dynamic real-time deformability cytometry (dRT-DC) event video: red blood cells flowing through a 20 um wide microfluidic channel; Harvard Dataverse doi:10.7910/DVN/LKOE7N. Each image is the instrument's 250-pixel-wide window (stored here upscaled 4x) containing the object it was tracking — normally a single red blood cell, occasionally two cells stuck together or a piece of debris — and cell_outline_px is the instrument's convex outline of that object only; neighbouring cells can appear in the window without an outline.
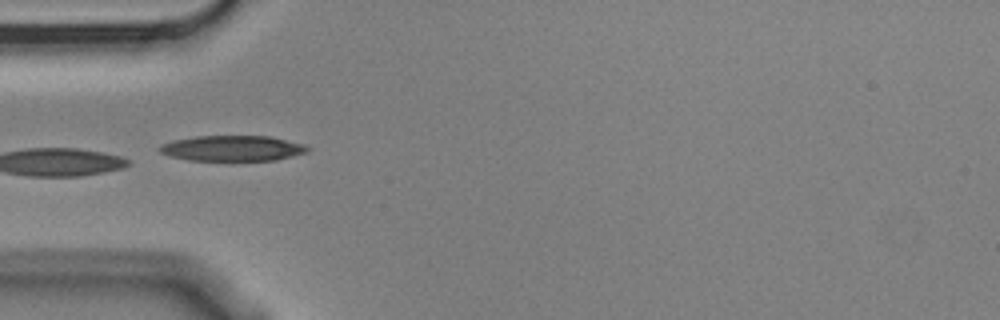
{"species": "Egyptian fruit bat (a non-hibernating species)", "species_latin": "Rousettus aegyptiacus", "temperature_condition": "cold", "stored_images_in_passage": 8, "camera_frame_rate_fps": 3000, "um_per_image_px": 0.085, "animal": {"sex": "male"}, "frame": {"image": 1, "passage_image": 4, "time_ms": 1.0, "image_size_px": [1000, 320], "cell_outline_px": [[312, 148], [308, 152], [276, 160], [188, 160], [172, 156], [160, 152], [160, 144], [172, 140], [196, 136], [268, 136], [304, 144]], "centroid_in_image_um": [19.78, 12.6], "position_along_channel_um": 65.2, "area_um2": 21.91}}
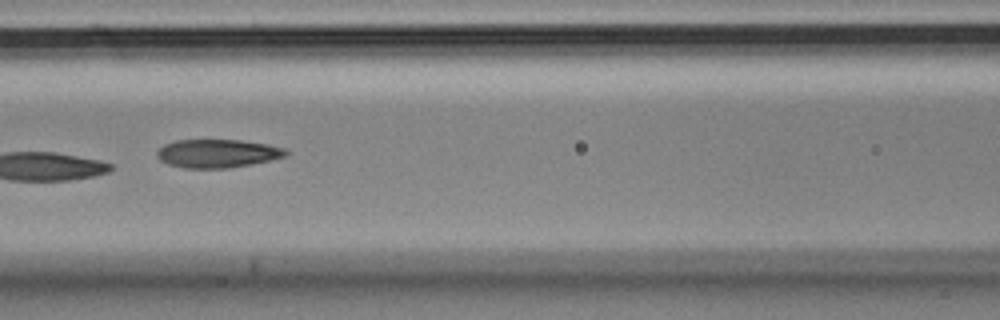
{"frame": {"image": 2, "passage_image": 6, "time_ms": 1.667, "image_size_px": [1000, 320], "cell_outline_px": [[288, 152], [284, 156], [272, 160], [252, 164], [228, 168], [184, 168], [168, 164], [160, 160], [156, 156], [156, 152], [164, 144], [176, 140], [240, 140], [268, 144], [284, 148]], "centroid_in_image_um": [18.47, 13.04], "position_along_channel_um": 148.1, "area_um2": 21.33}}
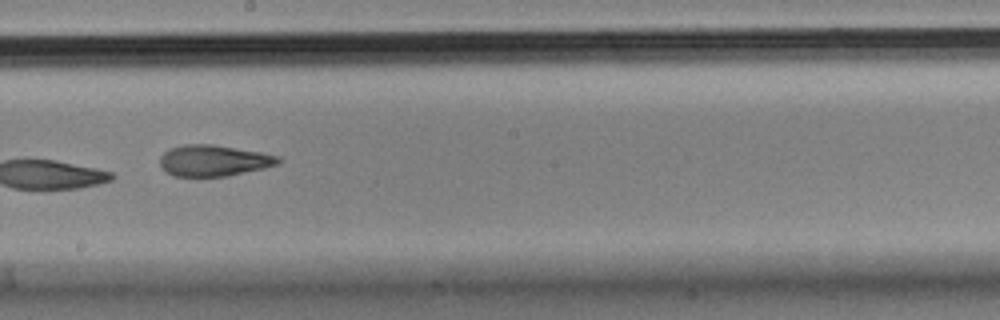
{"frame": {"image": 3, "passage_image": 8, "time_ms": 2.333, "image_size_px": [1000, 320], "cell_outline_px": [[284, 160], [276, 164], [264, 168], [228, 176], [172, 176], [164, 172], [160, 164], [160, 156], [168, 148], [184, 144], [212, 144], [260, 152], [280, 156]], "centroid_in_image_um": [18.14, 13.65], "position_along_channel_um": 230.1, "area_um2": 21.68}}